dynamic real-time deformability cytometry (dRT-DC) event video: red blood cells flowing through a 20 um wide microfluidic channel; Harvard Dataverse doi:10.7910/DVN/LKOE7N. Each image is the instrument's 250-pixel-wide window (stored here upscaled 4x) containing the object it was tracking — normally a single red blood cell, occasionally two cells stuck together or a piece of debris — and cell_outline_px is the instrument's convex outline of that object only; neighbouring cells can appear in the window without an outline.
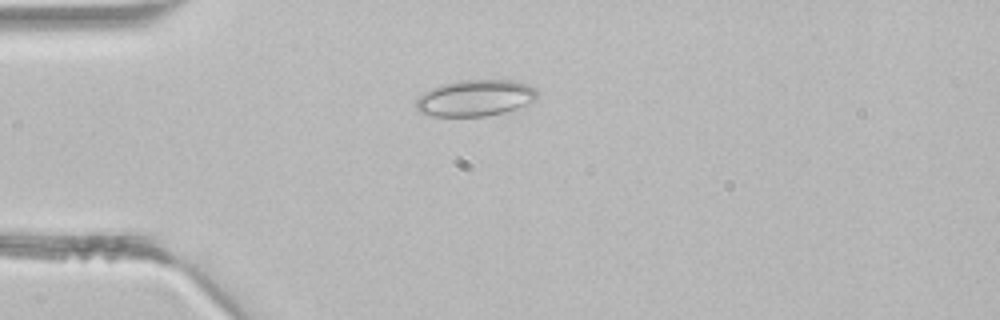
{"species": "common noctule bat (a hibernating species)", "species_latin": "Nyctalus noctula", "temperature_condition": "room temperature", "stored_images_in_passage": 2, "camera_frame_rate_fps": 3000, "um_per_image_px": 0.085, "animal": {"sex": "male", "body_mass_g": 21.5, "forearm_length_mm": 52.0}, "frame": {"image": 1, "passage_image": 2, "time_ms": 0.333, "image_size_px": [1000, 320], "cell_outline_px": [[536, 96], [528, 104], [504, 112], [484, 116], [432, 116], [416, 112], [416, 96], [440, 84], [460, 80], [512, 80], [528, 84], [536, 88]], "centroid_in_image_um": [40.33, 8.33], "position_along_channel_um": 44.7, "area_um2": 25.78}}